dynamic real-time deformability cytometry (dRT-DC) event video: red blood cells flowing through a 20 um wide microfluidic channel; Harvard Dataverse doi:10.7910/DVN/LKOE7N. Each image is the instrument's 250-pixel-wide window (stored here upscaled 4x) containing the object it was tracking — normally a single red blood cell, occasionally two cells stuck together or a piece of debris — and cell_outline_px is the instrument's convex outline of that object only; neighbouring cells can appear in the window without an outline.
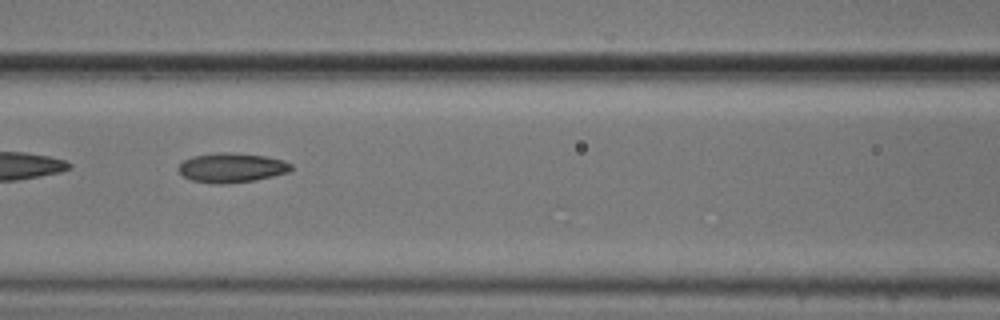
{"species": "common noctule bat (a hibernating species)", "species_latin": "Nyctalus noctula", "temperature_condition": "cold", "stored_images_in_passage": 53, "camera_frame_rate_fps": 3000, "um_per_image_px": 0.085, "animal": {"sex": "male", "body_mass_g": 20.5, "forearm_length_mm": 52.5}, "frame": {"image": 1, "passage_image": 23, "time_ms": 7.333, "image_size_px": [1000, 320], "cell_outline_px": [[292, 168], [288, 172], [256, 180], [224, 184], [216, 184], [192, 180], [184, 176], [180, 172], [180, 164], [184, 160], [192, 156], [216, 152], [224, 152], [264, 156], [284, 160], [292, 164]], "centroid_in_image_um": [19.7, 14.25], "position_along_channel_um": 146.9, "area_um2": 19.19}, "authors_computed_cell_mechanics": {"area_um2": 19.7676, "velocity_mm_per_s": 3.7363, "shape_relaxation_time_tau1_ms": 6.4987, "shape_relaxation_time_tau2_ms": 4.2039, "deformation_change_tau1": 0.1221, "deformation_change_tau2": 0.1026}}